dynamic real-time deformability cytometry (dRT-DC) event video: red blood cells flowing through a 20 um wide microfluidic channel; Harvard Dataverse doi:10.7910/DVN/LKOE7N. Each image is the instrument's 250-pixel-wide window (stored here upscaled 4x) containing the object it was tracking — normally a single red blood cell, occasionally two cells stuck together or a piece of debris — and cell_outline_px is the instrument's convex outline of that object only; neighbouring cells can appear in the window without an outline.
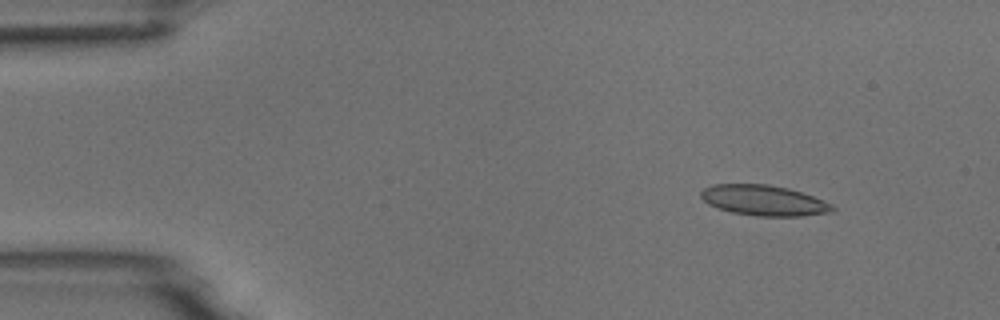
{"species": "common noctule bat (a hibernating species)", "species_latin": "Nyctalus noctula", "temperature_condition": "room temperature", "stored_images_in_passage": 14, "camera_frame_rate_fps": 3000, "um_per_image_px": 0.085, "animal": {"sex": "male", "body_mass_g": 18.8}, "frame": {"image": 1, "passage_image": 1, "time_ms": 0.0, "image_size_px": [1000, 320], "cell_outline_px": [[836, 208], [832, 212], [800, 216], [756, 216], [732, 212], [708, 204], [700, 196], [700, 192], [704, 188], [712, 184], [768, 184], [788, 188], [824, 200], [832, 204]], "centroid_in_image_um": [64.93, 17.03], "position_along_channel_um": 20.1, "area_um2": 23.29}}
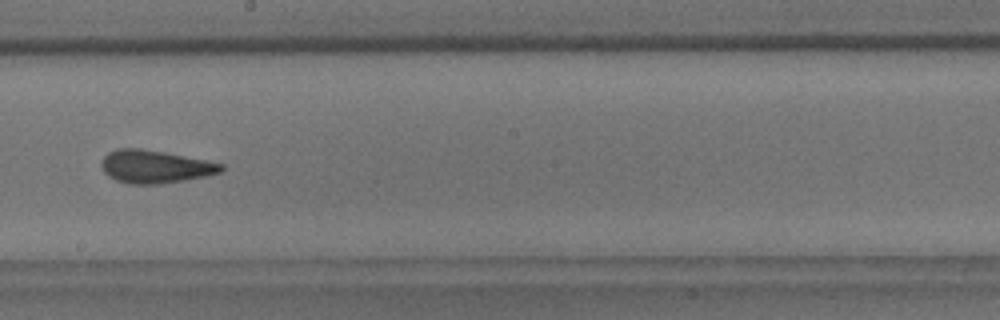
{"frame": {"image": 2, "passage_image": 8, "time_ms": 8.0, "image_size_px": [1000, 320], "cell_outline_px": [[224, 172], [208, 176], [184, 180], [156, 184], [128, 184], [116, 180], [108, 176], [104, 172], [100, 164], [100, 160], [108, 152], [116, 148], [140, 148], [164, 152], [208, 160], [224, 164]], "centroid_in_image_um": [13.19, 14.16], "position_along_channel_um": 235.0, "area_um2": 23.29}}
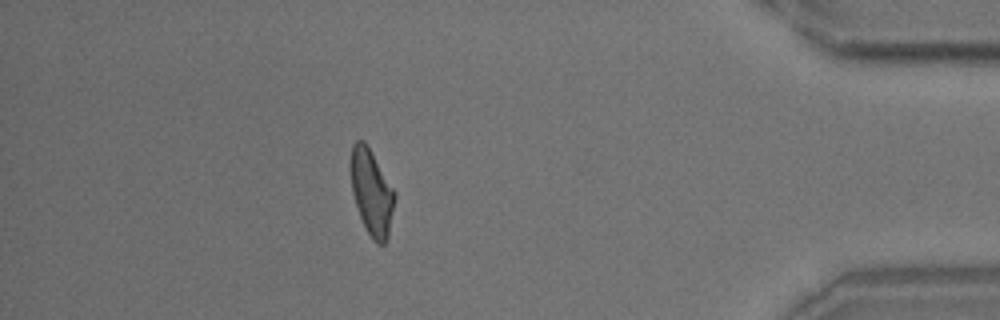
{"frame": {"image": 3, "passage_image": 13, "time_ms": 13.667, "image_size_px": [1000, 320], "cell_outline_px": [[396, 196], [388, 240], [384, 244], [376, 244], [372, 240], [360, 216], [352, 192], [348, 164], [352, 144], [356, 140], [364, 140], [396, 192]], "centroid_in_image_um": [31.57, 16.33], "position_along_channel_um": 403.6, "area_um2": 22.37}, "authors_computed_cell_mechanics": {"area_um2": 22.7732, "velocity_mm_per_s": 3.7619, "shape_relaxation_time_tau1_ms": null, "shape_relaxation_time_tau2_ms": 2.0228, "deformation_change_tau1": null, "deformation_change_tau2": 0.0767}}